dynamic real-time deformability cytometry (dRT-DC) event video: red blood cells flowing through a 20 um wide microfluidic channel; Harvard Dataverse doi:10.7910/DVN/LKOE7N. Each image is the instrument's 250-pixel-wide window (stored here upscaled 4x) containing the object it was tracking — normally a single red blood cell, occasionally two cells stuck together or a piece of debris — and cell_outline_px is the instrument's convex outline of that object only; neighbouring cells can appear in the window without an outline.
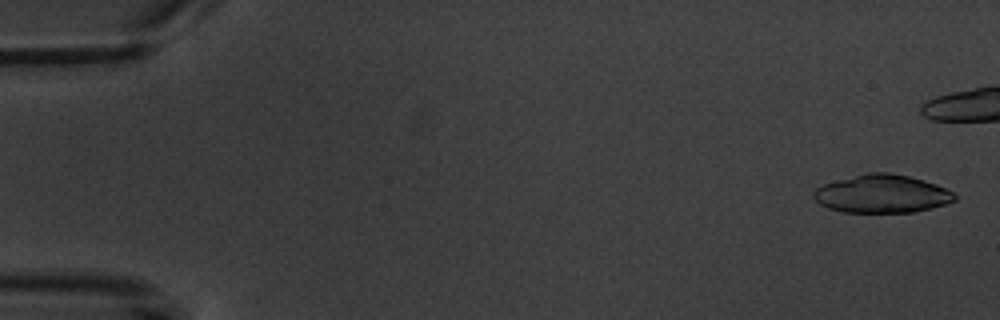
{"species": "common noctule bat (a hibernating species)", "species_latin": "Nyctalus noctula", "temperature_condition": "warm", "stored_images_in_passage": 5, "camera_frame_rate_fps": 3000, "um_per_image_px": 0.085, "animal": {"sex": "male", "body_mass_g": 20.1, "forearm_length_mm": 53.5}, "frame": {"image": 1, "passage_image": 1, "time_ms": 0.0, "image_size_px": [1000, 320], "cell_outline_px": [[956, 200], [948, 204], [932, 208], [912, 212], [844, 212], [828, 208], [820, 204], [812, 196], [812, 192], [816, 188], [824, 184], [868, 172], [888, 172], [908, 176], [924, 180], [936, 184], [952, 192], [956, 196]], "centroid_in_image_um": [74.97, 16.48], "position_along_channel_um": 10.0, "area_um2": 31.21}}